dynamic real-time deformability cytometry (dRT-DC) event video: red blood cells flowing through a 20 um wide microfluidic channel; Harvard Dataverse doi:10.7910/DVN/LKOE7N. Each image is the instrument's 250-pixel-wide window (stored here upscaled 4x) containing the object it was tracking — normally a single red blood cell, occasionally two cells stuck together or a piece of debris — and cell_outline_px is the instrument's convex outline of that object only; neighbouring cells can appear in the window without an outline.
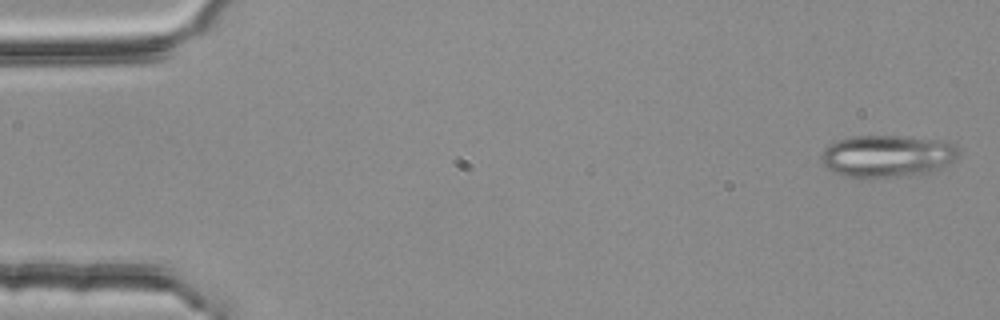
{"species": "common noctule bat (a hibernating species)", "species_latin": "Nyctalus noctula", "temperature_condition": "room temperature", "stored_images_in_passage": 5, "camera_frame_rate_fps": 3000, "um_per_image_px": 0.085, "animal": {"sex": "female", "body_mass_g": 25.1}, "frame": {"image": 1, "passage_image": 1, "time_ms": 0.0, "image_size_px": [1000, 320], "cell_outline_px": [[960, 148], [956, 160], [936, 172], [908, 176], [844, 176], [832, 172], [824, 168], [820, 160], [820, 156], [824, 148], [828, 144], [836, 140], [852, 136], [904, 136], [948, 140]], "centroid_in_image_um": [75.46, 13.25], "position_along_channel_um": 9.5, "area_um2": 34.45}}